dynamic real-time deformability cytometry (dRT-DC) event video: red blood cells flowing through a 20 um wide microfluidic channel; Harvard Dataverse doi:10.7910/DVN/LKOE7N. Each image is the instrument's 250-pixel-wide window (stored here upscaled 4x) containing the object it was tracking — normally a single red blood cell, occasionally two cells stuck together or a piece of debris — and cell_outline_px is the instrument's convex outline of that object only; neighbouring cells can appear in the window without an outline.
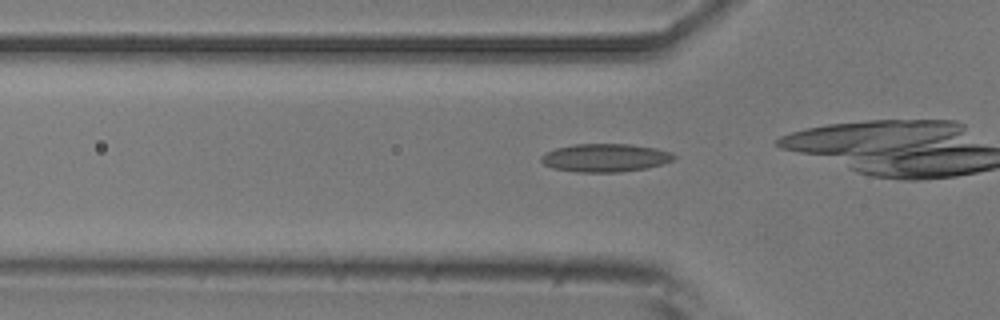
{"species": "common noctule bat (a hibernating species)", "species_latin": "Nyctalus noctula", "temperature_condition": "room temperature", "stored_images_in_passage": 38, "camera_frame_rate_fps": 3000, "um_per_image_px": 0.085, "animal": {"sex": "male", "body_mass_g": 20.5, "forearm_length_mm": 52.5}, "frame": {"image": 1, "passage_image": 14, "time_ms": 4.333, "image_size_px": [1000, 320], "cell_outline_px": [[676, 156], [672, 160], [648, 168], [620, 172], [576, 172], [552, 168], [544, 164], [540, 160], [540, 156], [544, 152], [556, 148], [576, 144], [632, 144], [656, 148], [672, 152]], "centroid_in_image_um": [51.42, 13.41], "position_along_channel_um": 74.4, "area_um2": 21.91}}
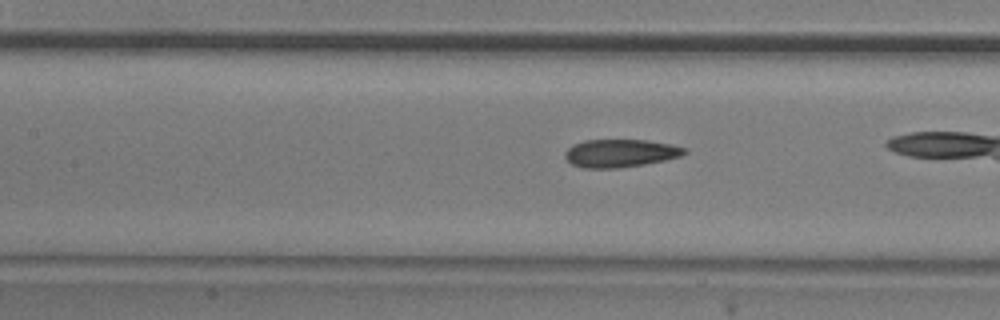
{"frame": {"image": 2, "passage_image": 20, "time_ms": 6.333, "image_size_px": [1000, 320], "cell_outline_px": [[688, 152], [680, 156], [664, 160], [644, 164], [616, 168], [580, 168], [572, 164], [564, 156], [564, 152], [572, 144], [584, 140], [648, 140], [672, 144], [688, 148]], "centroid_in_image_um": [52.72, 13.01], "position_along_channel_um": 154.7, "area_um2": 19.59}}
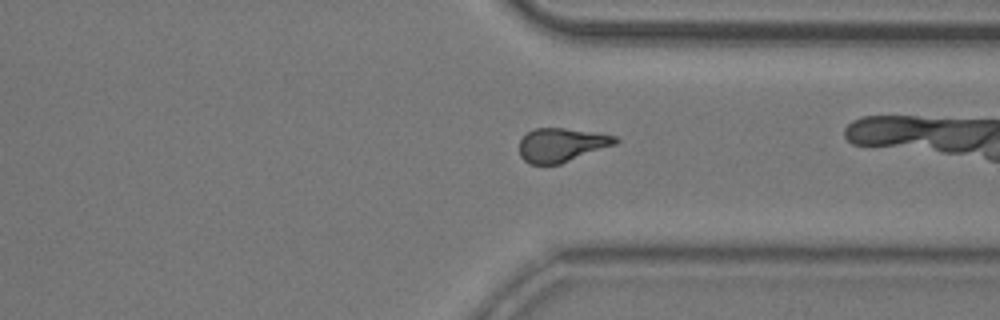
{"frame": {"image": 3, "passage_image": 36, "time_ms": 11.667, "image_size_px": [1000, 320], "cell_outline_px": [[620, 140], [616, 144], [560, 164], [528, 164], [520, 156], [520, 140], [528, 132], [536, 128], [564, 128], [596, 132], [616, 136]], "centroid_in_image_um": [47.74, 12.31], "position_along_channel_um": 363.7, "area_um2": 18.9}}